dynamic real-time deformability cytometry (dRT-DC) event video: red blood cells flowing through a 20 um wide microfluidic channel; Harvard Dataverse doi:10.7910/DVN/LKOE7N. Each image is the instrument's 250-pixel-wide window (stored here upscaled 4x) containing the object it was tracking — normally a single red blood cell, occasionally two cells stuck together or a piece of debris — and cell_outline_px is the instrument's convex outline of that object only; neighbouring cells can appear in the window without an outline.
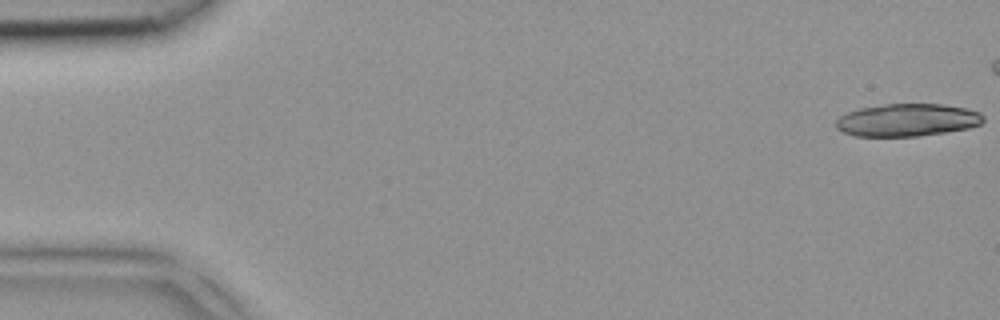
{"species": "common noctule bat (a hibernating species)", "species_latin": "Nyctalus noctula", "temperature_condition": "room temperature", "stored_images_in_passage": 8, "camera_frame_rate_fps": 3000, "um_per_image_px": 0.085, "animal": {"sex": "female", "body_mass_g": 18.4}, "frame": {"image": 1, "passage_image": 1, "time_ms": 0.0, "image_size_px": [1000, 320], "cell_outline_px": [[984, 120], [980, 124], [968, 128], [920, 136], [856, 136], [844, 132], [836, 128], [836, 120], [840, 116], [848, 112], [860, 108], [884, 104], [944, 104], [968, 108], [980, 112], [984, 116]], "centroid_in_image_um": [77.14, 10.19], "position_along_channel_um": 7.9, "area_um2": 28.03}}
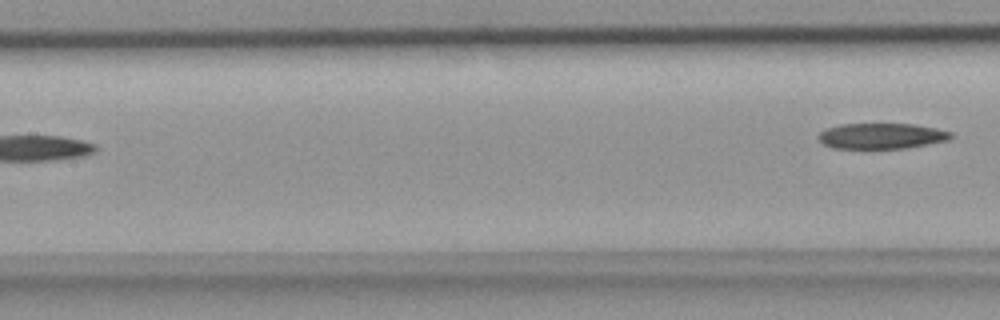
{"frame": {"image": 2, "passage_image": 8, "time_ms": 2.333, "image_size_px": [1000, 320], "cell_outline_px": [[956, 136], [952, 140], [908, 148], [868, 152], [832, 148], [824, 144], [816, 136], [824, 128], [840, 124], [912, 124], [936, 128], [952, 132]], "centroid_in_image_um": [74.92, 11.62], "position_along_channel_um": 132.5, "area_um2": 21.21}}